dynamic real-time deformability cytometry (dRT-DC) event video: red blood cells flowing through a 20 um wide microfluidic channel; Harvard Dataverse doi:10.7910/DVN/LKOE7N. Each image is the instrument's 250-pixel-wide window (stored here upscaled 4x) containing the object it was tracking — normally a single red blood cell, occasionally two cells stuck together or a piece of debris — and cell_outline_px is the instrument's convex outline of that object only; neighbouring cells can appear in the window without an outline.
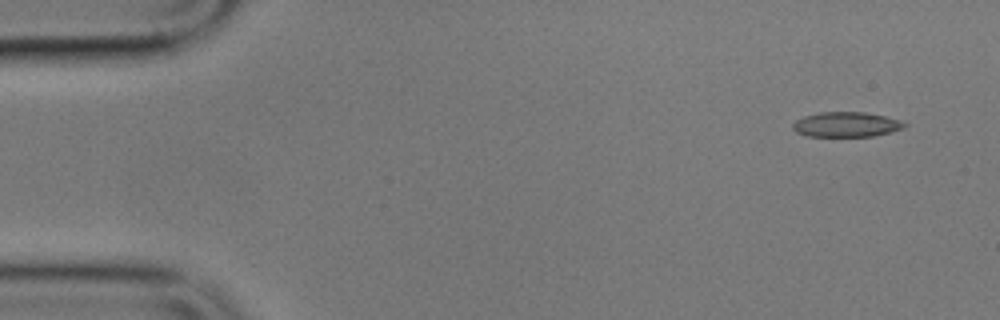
{"species": "common noctule bat (a hibernating species)", "species_latin": "Nyctalus noctula", "temperature_condition": "cold", "stored_images_in_passage": 5, "segment_of_instrument_passage": [2, 2], "camera_frame_rate_fps": 3000, "um_per_image_px": 0.085, "animal": {"sex": "male", "body_mass_g": 17.9}, "frame": {"image": 1, "passage_image": 5, "time_ms": 4.667, "image_size_px": [1000, 320], "cell_outline_px": [[908, 124], [904, 128], [872, 136], [808, 136], [796, 132], [792, 128], [792, 124], [796, 120], [804, 116], [820, 112], [864, 112], [904, 120]], "centroid_in_image_um": [71.95, 10.57], "position_along_channel_um": 13.1, "area_um2": 16.24}}